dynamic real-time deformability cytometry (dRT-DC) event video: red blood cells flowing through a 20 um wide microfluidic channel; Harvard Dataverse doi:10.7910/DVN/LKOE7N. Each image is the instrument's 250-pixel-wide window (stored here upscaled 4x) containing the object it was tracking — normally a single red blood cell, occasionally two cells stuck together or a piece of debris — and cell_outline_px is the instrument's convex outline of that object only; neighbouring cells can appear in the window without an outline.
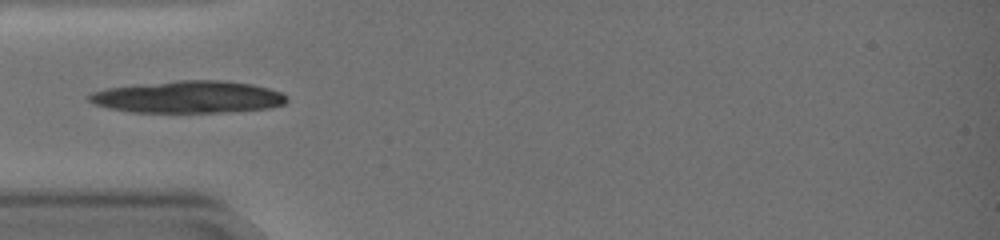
{"species": "common noctule bat (a hibernating species)", "species_latin": "Nyctalus noctula", "temperature_condition": "warm", "stored_images_in_passage": 6, "camera_frame_rate_fps": 3000, "um_per_image_px": 0.085, "animal": {"sex": "female", "body_mass_g": 19.0, "forearm_length_mm": 51.5}, "frame": {"image": 1, "passage_image": 1, "time_ms": 0.0, "image_size_px": [1000, 240], "cell_outline_px": [[288, 100], [284, 104], [272, 108], [220, 112], [132, 112], [108, 108], [92, 104], [88, 100], [88, 96], [92, 92], [108, 88], [180, 80], [220, 80], [252, 84], [268, 88], [280, 92], [288, 96]], "centroid_in_image_um": [16.03, 8.25], "position_along_channel_um": 69.0, "area_um2": 36.88}}